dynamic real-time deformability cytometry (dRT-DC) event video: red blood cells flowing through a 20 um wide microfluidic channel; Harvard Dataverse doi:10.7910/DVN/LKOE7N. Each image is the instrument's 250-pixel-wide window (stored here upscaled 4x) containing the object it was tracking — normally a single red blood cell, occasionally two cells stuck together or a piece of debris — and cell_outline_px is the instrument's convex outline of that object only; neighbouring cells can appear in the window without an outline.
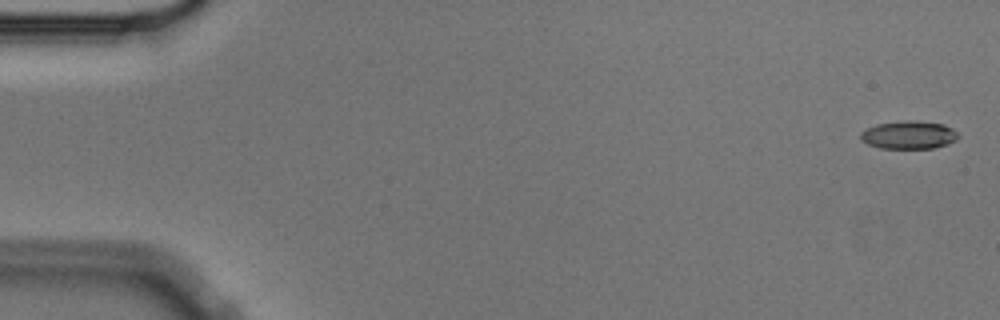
{"species": "Egyptian fruit bat (a non-hibernating species)", "species_latin": "Rousettus aegyptiacus", "temperature_condition": "cold", "stored_images_in_passage": 56, "camera_frame_rate_fps": 3000, "um_per_image_px": 0.085, "animal": {"sex": "male"}, "frame": {"image": 1, "passage_image": 1, "time_ms": 0.0, "image_size_px": [1000, 320], "cell_outline_px": [[960, 136], [956, 140], [948, 144], [932, 148], [880, 148], [868, 144], [860, 140], [860, 132], [876, 124], [904, 120], [916, 120], [944, 124], [952, 128]], "centroid_in_image_um": [77.25, 11.46], "position_along_channel_um": 7.8, "area_um2": 16.07}}
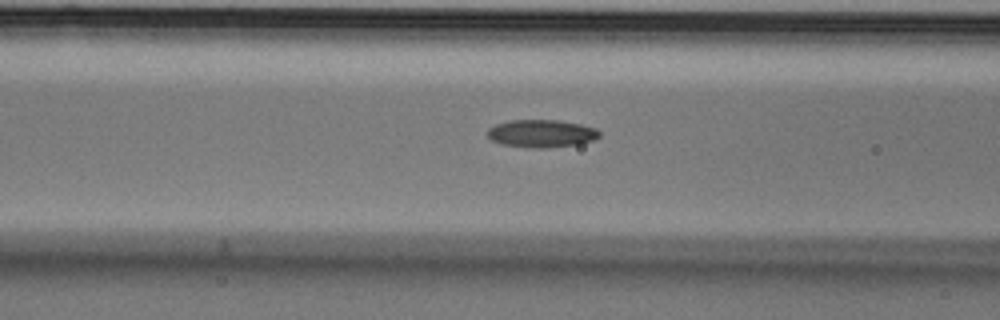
{"frame": {"image": 2, "passage_image": 22, "time_ms": 7.0, "image_size_px": [1000, 320], "cell_outline_px": [[600, 136], [592, 140], [580, 144], [544, 148], [528, 148], [500, 144], [492, 140], [488, 136], [488, 128], [496, 124], [512, 120], [560, 120], [580, 124], [596, 128], [600, 132]], "centroid_in_image_um": [46.03, 11.35], "position_along_channel_um": 120.6, "area_um2": 18.15}}
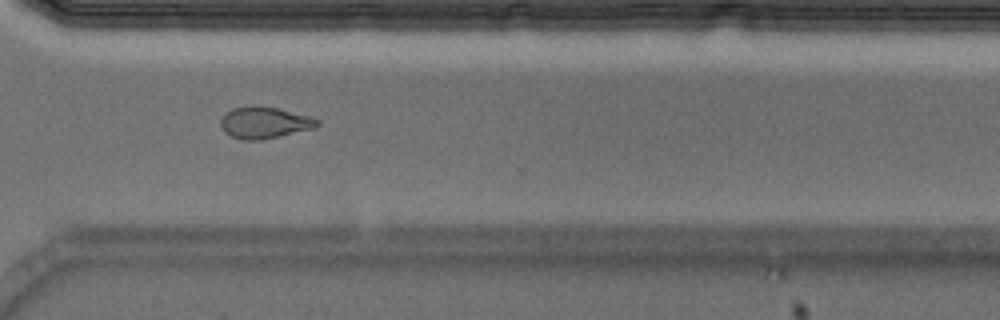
{"frame": {"image": 3, "passage_image": 41, "time_ms": 13.333, "image_size_px": [1000, 320], "cell_outline_px": [[320, 124], [316, 128], [260, 140], [240, 140], [224, 132], [220, 124], [220, 120], [232, 108], [276, 108], [308, 116], [320, 120]], "centroid_in_image_um": [22.5, 10.47], "position_along_channel_um": 348.1, "area_um2": 17.17}, "authors_computed_cell_mechanics": {"area_um2": 17.4267, "velocity_mm_per_s": 3.5957, "shape_relaxation_time_tau1_ms": 5.7374, "shape_relaxation_time_tau2_ms": 3.5576, "deformation_change_tau1": 0.1544, "deformation_change_tau2": 0.0822}}